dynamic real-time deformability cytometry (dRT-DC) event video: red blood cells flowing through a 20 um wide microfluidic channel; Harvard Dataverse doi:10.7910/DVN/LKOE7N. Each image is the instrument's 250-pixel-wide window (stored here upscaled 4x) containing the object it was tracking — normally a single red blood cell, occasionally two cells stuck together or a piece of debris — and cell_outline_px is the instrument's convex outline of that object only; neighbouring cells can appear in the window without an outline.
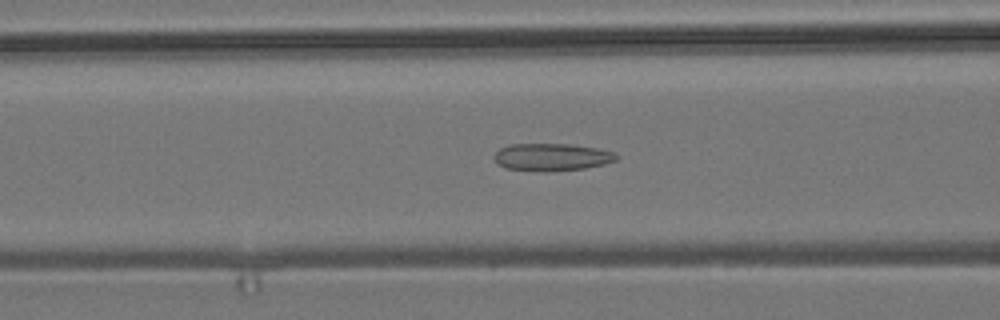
{"species": "common noctule bat (a hibernating species)", "species_latin": "Nyctalus noctula", "temperature_condition": "room temperature", "stored_images_in_passage": 35, "camera_frame_rate_fps": 3000, "um_per_image_px": 0.085, "animal": {"sex": "male", "body_mass_g": 19.2, "forearm_length_mm": 51.8}, "frame": {"image": 1, "passage_image": 11, "time_ms": 3.333, "image_size_px": [1000, 320], "cell_outline_px": [[620, 156], [616, 160], [604, 164], [584, 168], [544, 172], [504, 168], [496, 164], [492, 156], [500, 148], [512, 144], [572, 144], [600, 148], [616, 152]], "centroid_in_image_um": [46.91, 13.35], "position_along_channel_um": 119.7, "area_um2": 19.88}}
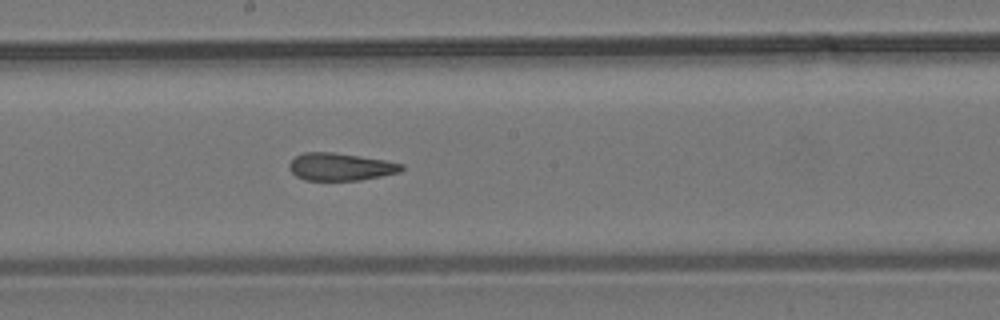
{"frame": {"image": 2, "passage_image": 19, "time_ms": 6.0, "image_size_px": [1000, 320], "cell_outline_px": [[404, 168], [400, 172], [360, 180], [304, 180], [296, 176], [288, 168], [288, 164], [296, 156], [304, 152], [332, 152], [360, 156], [384, 160], [404, 164]], "centroid_in_image_um": [28.93, 14.17], "position_along_channel_um": 219.3, "area_um2": 17.98}}
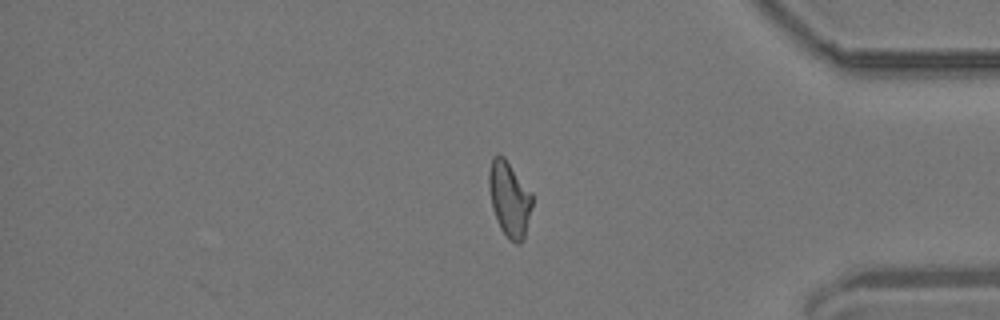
{"frame": {"image": 3, "passage_image": 35, "time_ms": 11.333, "image_size_px": [1000, 320], "cell_outline_px": [[532, 204], [524, 240], [520, 244], [516, 244], [508, 240], [500, 228], [492, 208], [488, 188], [488, 172], [492, 156], [504, 156], [532, 192]], "centroid_in_image_um": [43.29, 16.93], "position_along_channel_um": 391.9, "area_um2": 19.25}, "authors_computed_cell_mechanics": {"area_um2": 18.6694, "velocity_mm_per_s": 3.7293, "shape_relaxation_time_tau1_ms": null, "shape_relaxation_time_tau2_ms": 1.854, "deformation_change_tau1": null, "deformation_change_tau2": 0.0954}}